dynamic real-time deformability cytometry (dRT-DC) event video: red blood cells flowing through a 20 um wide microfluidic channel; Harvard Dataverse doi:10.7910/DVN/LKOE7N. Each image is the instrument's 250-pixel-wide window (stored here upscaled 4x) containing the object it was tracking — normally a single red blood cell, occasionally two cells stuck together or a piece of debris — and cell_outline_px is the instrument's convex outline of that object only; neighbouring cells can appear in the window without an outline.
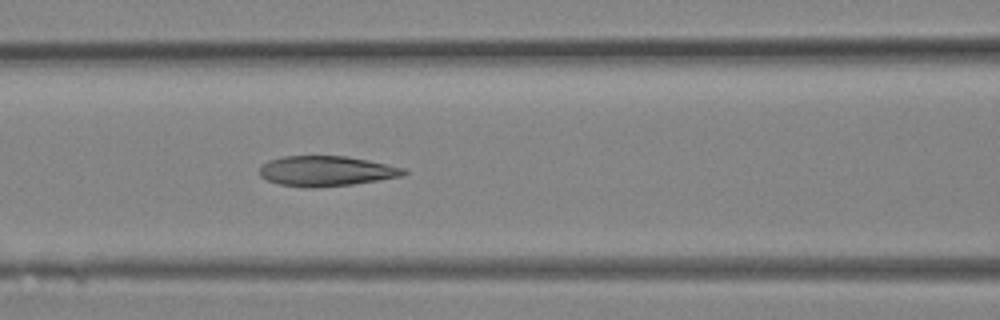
{"species": "Egyptian fruit bat (a non-hibernating species)", "species_latin": "Rousettus aegyptiacus", "temperature_condition": "room temperature", "stored_images_in_passage": 12, "camera_frame_rate_fps": 3000, "um_per_image_px": 0.085, "animal": {"sex": "female"}, "frame": {"image": 1, "passage_image": 12, "time_ms": 3.667, "image_size_px": [1000, 320], "cell_outline_px": [[408, 172], [404, 176], [352, 184], [312, 188], [304, 188], [280, 184], [268, 180], [260, 176], [260, 168], [268, 160], [284, 156], [348, 156], [368, 160], [404, 168]], "centroid_in_image_um": [27.74, 14.54], "position_along_channel_um": 138.9, "area_um2": 25.32}}